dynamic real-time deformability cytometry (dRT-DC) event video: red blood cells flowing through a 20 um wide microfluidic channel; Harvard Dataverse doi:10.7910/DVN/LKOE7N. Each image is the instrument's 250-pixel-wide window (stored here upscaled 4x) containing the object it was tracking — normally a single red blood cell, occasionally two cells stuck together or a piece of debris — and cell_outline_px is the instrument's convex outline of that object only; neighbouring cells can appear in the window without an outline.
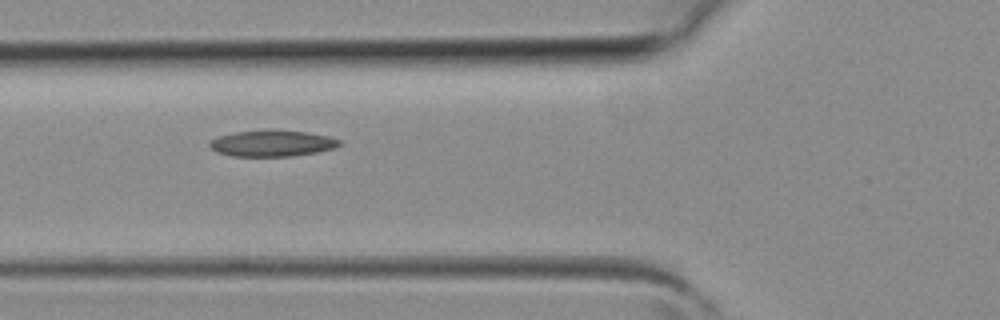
{"species": "common noctule bat (a hibernating species)", "species_latin": "Nyctalus noctula", "temperature_condition": "room temperature", "stored_images_in_passage": 6, "camera_frame_rate_fps": 3000, "um_per_image_px": 0.085, "animal": {"sex": "female", "body_mass_g": 19.3, "forearm_length_mm": 54.1}, "frame": {"image": 1, "passage_image": 4, "time_ms": 1.0, "image_size_px": [1000, 320], "cell_outline_px": [[340, 144], [332, 148], [316, 152], [292, 156], [232, 156], [216, 152], [208, 144], [212, 140], [220, 136], [236, 132], [272, 128], [308, 132], [328, 136], [340, 140]], "centroid_in_image_um": [23.12, 12.16], "position_along_channel_um": 102.7, "area_um2": 19.94}}
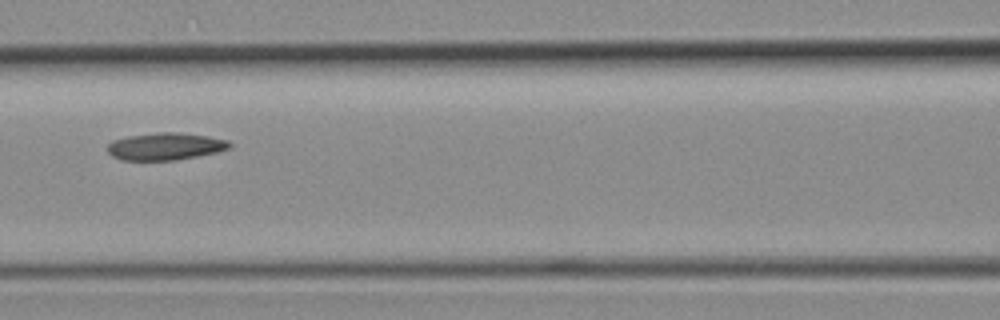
{"frame": {"image": 2, "passage_image": 5, "time_ms": 1.333, "image_size_px": [1000, 320], "cell_outline_px": [[232, 144], [228, 148], [216, 152], [176, 160], [120, 160], [112, 156], [108, 152], [108, 144], [112, 140], [128, 136], [160, 132], [176, 132], [208, 136], [228, 140]], "centroid_in_image_um": [14.03, 12.44], "position_along_channel_um": 152.6, "area_um2": 19.31}}